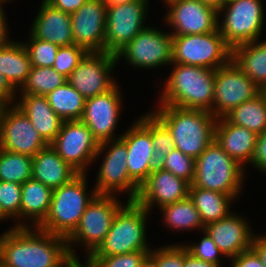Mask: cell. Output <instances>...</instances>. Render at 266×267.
Instances as JSON below:
<instances>
[{"instance_id":"6da1fadb","label":"cell","mask_w":266,"mask_h":267,"mask_svg":"<svg viewBox=\"0 0 266 267\" xmlns=\"http://www.w3.org/2000/svg\"><path fill=\"white\" fill-rule=\"evenodd\" d=\"M31 228L11 227L0 235V267H64L72 259L65 237Z\"/></svg>"},{"instance_id":"7a4b0ae2","label":"cell","mask_w":266,"mask_h":267,"mask_svg":"<svg viewBox=\"0 0 266 267\" xmlns=\"http://www.w3.org/2000/svg\"><path fill=\"white\" fill-rule=\"evenodd\" d=\"M152 113L170 131L175 148L197 159L214 141L217 118L208 111L158 105Z\"/></svg>"},{"instance_id":"3957f363","label":"cell","mask_w":266,"mask_h":267,"mask_svg":"<svg viewBox=\"0 0 266 267\" xmlns=\"http://www.w3.org/2000/svg\"><path fill=\"white\" fill-rule=\"evenodd\" d=\"M174 64L165 82L159 105L205 110L212 114L215 70L199 66Z\"/></svg>"},{"instance_id":"277c9868","label":"cell","mask_w":266,"mask_h":267,"mask_svg":"<svg viewBox=\"0 0 266 267\" xmlns=\"http://www.w3.org/2000/svg\"><path fill=\"white\" fill-rule=\"evenodd\" d=\"M87 173H79L70 182L52 192L45 220L38 226L49 233L67 238L77 227L88 204L97 195L95 188L87 194Z\"/></svg>"},{"instance_id":"5b68a950","label":"cell","mask_w":266,"mask_h":267,"mask_svg":"<svg viewBox=\"0 0 266 267\" xmlns=\"http://www.w3.org/2000/svg\"><path fill=\"white\" fill-rule=\"evenodd\" d=\"M245 169L227 155L215 140L195 160V175L190 187H199L238 198Z\"/></svg>"},{"instance_id":"8992f818","label":"cell","mask_w":266,"mask_h":267,"mask_svg":"<svg viewBox=\"0 0 266 267\" xmlns=\"http://www.w3.org/2000/svg\"><path fill=\"white\" fill-rule=\"evenodd\" d=\"M148 213L136 201L127 200L115 215L106 237L90 256H112L151 250L145 227Z\"/></svg>"},{"instance_id":"52a82bcc","label":"cell","mask_w":266,"mask_h":267,"mask_svg":"<svg viewBox=\"0 0 266 267\" xmlns=\"http://www.w3.org/2000/svg\"><path fill=\"white\" fill-rule=\"evenodd\" d=\"M119 196L97 194L85 209L76 229L66 238L73 259L79 260L71 244L84 245L88 258L109 232L117 212L125 205ZM122 203V204H121Z\"/></svg>"},{"instance_id":"ba28073f","label":"cell","mask_w":266,"mask_h":267,"mask_svg":"<svg viewBox=\"0 0 266 267\" xmlns=\"http://www.w3.org/2000/svg\"><path fill=\"white\" fill-rule=\"evenodd\" d=\"M231 58L232 48L218 28L205 34L172 37V63L216 70L228 64Z\"/></svg>"},{"instance_id":"9c48e42d","label":"cell","mask_w":266,"mask_h":267,"mask_svg":"<svg viewBox=\"0 0 266 267\" xmlns=\"http://www.w3.org/2000/svg\"><path fill=\"white\" fill-rule=\"evenodd\" d=\"M221 13L224 17L218 29L231 48L261 36L265 20L261 0H227L218 12L220 17Z\"/></svg>"},{"instance_id":"30bf717a","label":"cell","mask_w":266,"mask_h":267,"mask_svg":"<svg viewBox=\"0 0 266 267\" xmlns=\"http://www.w3.org/2000/svg\"><path fill=\"white\" fill-rule=\"evenodd\" d=\"M105 150L107 151L104 152ZM103 152L106 155L104 154V160L98 170L96 185H94L97 194L116 195L117 191L118 193L129 192L128 201H135L140 186L129 176L126 144L120 138L100 143L95 160Z\"/></svg>"},{"instance_id":"8fae6325","label":"cell","mask_w":266,"mask_h":267,"mask_svg":"<svg viewBox=\"0 0 266 267\" xmlns=\"http://www.w3.org/2000/svg\"><path fill=\"white\" fill-rule=\"evenodd\" d=\"M262 92L232 60L215 70L212 114L224 117L241 103L251 100Z\"/></svg>"},{"instance_id":"7c38bea8","label":"cell","mask_w":266,"mask_h":267,"mask_svg":"<svg viewBox=\"0 0 266 267\" xmlns=\"http://www.w3.org/2000/svg\"><path fill=\"white\" fill-rule=\"evenodd\" d=\"M149 0H137L121 5L107 6L105 52L116 55L141 30L144 23Z\"/></svg>"},{"instance_id":"4fadbf2b","label":"cell","mask_w":266,"mask_h":267,"mask_svg":"<svg viewBox=\"0 0 266 267\" xmlns=\"http://www.w3.org/2000/svg\"><path fill=\"white\" fill-rule=\"evenodd\" d=\"M172 35L145 27L117 54V62L125 58L129 65L148 69L172 63Z\"/></svg>"},{"instance_id":"5bb4252c","label":"cell","mask_w":266,"mask_h":267,"mask_svg":"<svg viewBox=\"0 0 266 267\" xmlns=\"http://www.w3.org/2000/svg\"><path fill=\"white\" fill-rule=\"evenodd\" d=\"M116 55L108 52H87L67 78L85 99L104 94L117 85L110 73L116 66ZM116 82V83H115Z\"/></svg>"},{"instance_id":"9a60e30c","label":"cell","mask_w":266,"mask_h":267,"mask_svg":"<svg viewBox=\"0 0 266 267\" xmlns=\"http://www.w3.org/2000/svg\"><path fill=\"white\" fill-rule=\"evenodd\" d=\"M50 145L75 170L87 173L88 166L95 161L100 144L81 120H73L62 122L59 133Z\"/></svg>"},{"instance_id":"2e32d148","label":"cell","mask_w":266,"mask_h":267,"mask_svg":"<svg viewBox=\"0 0 266 267\" xmlns=\"http://www.w3.org/2000/svg\"><path fill=\"white\" fill-rule=\"evenodd\" d=\"M164 22L172 27V36L205 34L218 28V12L198 0H171Z\"/></svg>"},{"instance_id":"e0dca14e","label":"cell","mask_w":266,"mask_h":267,"mask_svg":"<svg viewBox=\"0 0 266 267\" xmlns=\"http://www.w3.org/2000/svg\"><path fill=\"white\" fill-rule=\"evenodd\" d=\"M47 145L29 118L15 104L7 105L1 118L0 148L33 157Z\"/></svg>"},{"instance_id":"ac0fdd59","label":"cell","mask_w":266,"mask_h":267,"mask_svg":"<svg viewBox=\"0 0 266 267\" xmlns=\"http://www.w3.org/2000/svg\"><path fill=\"white\" fill-rule=\"evenodd\" d=\"M120 92L118 85H116L110 91L85 101L81 121L91 130L99 144L120 138V135L114 137L122 109Z\"/></svg>"},{"instance_id":"d6986e66","label":"cell","mask_w":266,"mask_h":267,"mask_svg":"<svg viewBox=\"0 0 266 267\" xmlns=\"http://www.w3.org/2000/svg\"><path fill=\"white\" fill-rule=\"evenodd\" d=\"M106 10L103 0H87L71 14L73 40L86 52L105 51Z\"/></svg>"},{"instance_id":"ffe728a7","label":"cell","mask_w":266,"mask_h":267,"mask_svg":"<svg viewBox=\"0 0 266 267\" xmlns=\"http://www.w3.org/2000/svg\"><path fill=\"white\" fill-rule=\"evenodd\" d=\"M190 184L171 172L154 169L148 179L140 186L136 202L149 213L154 204L162 207L189 196Z\"/></svg>"},{"instance_id":"44dd1931","label":"cell","mask_w":266,"mask_h":267,"mask_svg":"<svg viewBox=\"0 0 266 267\" xmlns=\"http://www.w3.org/2000/svg\"><path fill=\"white\" fill-rule=\"evenodd\" d=\"M231 212L227 217L205 226L218 249L226 258L233 259L252 246L254 234L246 219Z\"/></svg>"},{"instance_id":"7402d4cb","label":"cell","mask_w":266,"mask_h":267,"mask_svg":"<svg viewBox=\"0 0 266 267\" xmlns=\"http://www.w3.org/2000/svg\"><path fill=\"white\" fill-rule=\"evenodd\" d=\"M120 139L127 146V170L129 176L141 186L153 171L151 158L154 152L151 130L140 120L123 134Z\"/></svg>"},{"instance_id":"603a6c76","label":"cell","mask_w":266,"mask_h":267,"mask_svg":"<svg viewBox=\"0 0 266 267\" xmlns=\"http://www.w3.org/2000/svg\"><path fill=\"white\" fill-rule=\"evenodd\" d=\"M30 29L28 35L59 47L74 44L71 14L53 7L46 0L42 1Z\"/></svg>"},{"instance_id":"cb8c5ba5","label":"cell","mask_w":266,"mask_h":267,"mask_svg":"<svg viewBox=\"0 0 266 267\" xmlns=\"http://www.w3.org/2000/svg\"><path fill=\"white\" fill-rule=\"evenodd\" d=\"M257 134L245 127L218 118L215 125V142L241 166L251 163L255 152Z\"/></svg>"},{"instance_id":"d4e9b609","label":"cell","mask_w":266,"mask_h":267,"mask_svg":"<svg viewBox=\"0 0 266 267\" xmlns=\"http://www.w3.org/2000/svg\"><path fill=\"white\" fill-rule=\"evenodd\" d=\"M15 105L29 118L33 127L47 144H51L60 131L63 120L55 113L46 96L19 94Z\"/></svg>"},{"instance_id":"484cf974","label":"cell","mask_w":266,"mask_h":267,"mask_svg":"<svg viewBox=\"0 0 266 267\" xmlns=\"http://www.w3.org/2000/svg\"><path fill=\"white\" fill-rule=\"evenodd\" d=\"M78 174L50 144L32 157V178L52 190L70 182Z\"/></svg>"},{"instance_id":"4316f807","label":"cell","mask_w":266,"mask_h":267,"mask_svg":"<svg viewBox=\"0 0 266 267\" xmlns=\"http://www.w3.org/2000/svg\"><path fill=\"white\" fill-rule=\"evenodd\" d=\"M52 192L53 190L50 187H47L33 178L23 183L20 220H18L19 222L17 221V224L12 227H28V224L29 227H31V225L33 227H38L48 214ZM26 220H30L32 224L30 221L28 222ZM23 222H26V224Z\"/></svg>"},{"instance_id":"83f0119b","label":"cell","mask_w":266,"mask_h":267,"mask_svg":"<svg viewBox=\"0 0 266 267\" xmlns=\"http://www.w3.org/2000/svg\"><path fill=\"white\" fill-rule=\"evenodd\" d=\"M231 60L259 87L266 90V40L232 48Z\"/></svg>"},{"instance_id":"f1b7e54d","label":"cell","mask_w":266,"mask_h":267,"mask_svg":"<svg viewBox=\"0 0 266 267\" xmlns=\"http://www.w3.org/2000/svg\"><path fill=\"white\" fill-rule=\"evenodd\" d=\"M31 62L23 42L0 44V73L18 90L26 82Z\"/></svg>"},{"instance_id":"f546056e","label":"cell","mask_w":266,"mask_h":267,"mask_svg":"<svg viewBox=\"0 0 266 267\" xmlns=\"http://www.w3.org/2000/svg\"><path fill=\"white\" fill-rule=\"evenodd\" d=\"M189 197L193 200L205 226L227 217L232 212L229 208L234 198L227 194L199 187H190Z\"/></svg>"},{"instance_id":"4dcf8cb0","label":"cell","mask_w":266,"mask_h":267,"mask_svg":"<svg viewBox=\"0 0 266 267\" xmlns=\"http://www.w3.org/2000/svg\"><path fill=\"white\" fill-rule=\"evenodd\" d=\"M224 118L235 125L245 127L257 135L266 131V91L241 103Z\"/></svg>"},{"instance_id":"1f68e13d","label":"cell","mask_w":266,"mask_h":267,"mask_svg":"<svg viewBox=\"0 0 266 267\" xmlns=\"http://www.w3.org/2000/svg\"><path fill=\"white\" fill-rule=\"evenodd\" d=\"M46 98L63 121L81 120L86 99L68 82L48 93Z\"/></svg>"},{"instance_id":"d6a6232c","label":"cell","mask_w":266,"mask_h":267,"mask_svg":"<svg viewBox=\"0 0 266 267\" xmlns=\"http://www.w3.org/2000/svg\"><path fill=\"white\" fill-rule=\"evenodd\" d=\"M164 223L172 230H205V225L200 217L198 210L195 208L193 200L188 196L177 202L166 204L160 207Z\"/></svg>"},{"instance_id":"836d02e7","label":"cell","mask_w":266,"mask_h":267,"mask_svg":"<svg viewBox=\"0 0 266 267\" xmlns=\"http://www.w3.org/2000/svg\"><path fill=\"white\" fill-rule=\"evenodd\" d=\"M139 118L151 130L152 147L154 149L151 158L153 170L161 169L166 155L170 154L175 148L172 135L152 112H148Z\"/></svg>"},{"instance_id":"e575fe53","label":"cell","mask_w":266,"mask_h":267,"mask_svg":"<svg viewBox=\"0 0 266 267\" xmlns=\"http://www.w3.org/2000/svg\"><path fill=\"white\" fill-rule=\"evenodd\" d=\"M32 178V157L0 148V181L25 183Z\"/></svg>"},{"instance_id":"d590c367","label":"cell","mask_w":266,"mask_h":267,"mask_svg":"<svg viewBox=\"0 0 266 267\" xmlns=\"http://www.w3.org/2000/svg\"><path fill=\"white\" fill-rule=\"evenodd\" d=\"M65 82H67V78L59 74L53 67L32 66L20 92L21 94L46 96Z\"/></svg>"},{"instance_id":"8d00e7d4","label":"cell","mask_w":266,"mask_h":267,"mask_svg":"<svg viewBox=\"0 0 266 267\" xmlns=\"http://www.w3.org/2000/svg\"><path fill=\"white\" fill-rule=\"evenodd\" d=\"M151 250H139L112 256H89L85 261L92 267H148Z\"/></svg>"},{"instance_id":"74e56055","label":"cell","mask_w":266,"mask_h":267,"mask_svg":"<svg viewBox=\"0 0 266 267\" xmlns=\"http://www.w3.org/2000/svg\"><path fill=\"white\" fill-rule=\"evenodd\" d=\"M21 196V184L0 181V215L3 219H20Z\"/></svg>"},{"instance_id":"f35d334b","label":"cell","mask_w":266,"mask_h":267,"mask_svg":"<svg viewBox=\"0 0 266 267\" xmlns=\"http://www.w3.org/2000/svg\"><path fill=\"white\" fill-rule=\"evenodd\" d=\"M29 43L24 42L31 65L34 67H53L59 46L29 36Z\"/></svg>"},{"instance_id":"ab89813d","label":"cell","mask_w":266,"mask_h":267,"mask_svg":"<svg viewBox=\"0 0 266 267\" xmlns=\"http://www.w3.org/2000/svg\"><path fill=\"white\" fill-rule=\"evenodd\" d=\"M162 169L191 185L195 175V159L174 148L170 154L166 155Z\"/></svg>"},{"instance_id":"60d3db41","label":"cell","mask_w":266,"mask_h":267,"mask_svg":"<svg viewBox=\"0 0 266 267\" xmlns=\"http://www.w3.org/2000/svg\"><path fill=\"white\" fill-rule=\"evenodd\" d=\"M148 267H183V245L171 244L151 249Z\"/></svg>"},{"instance_id":"b9f144b4","label":"cell","mask_w":266,"mask_h":267,"mask_svg":"<svg viewBox=\"0 0 266 267\" xmlns=\"http://www.w3.org/2000/svg\"><path fill=\"white\" fill-rule=\"evenodd\" d=\"M86 53L82 47L75 44L59 47L53 68L68 78Z\"/></svg>"},{"instance_id":"7bdbcfd3","label":"cell","mask_w":266,"mask_h":267,"mask_svg":"<svg viewBox=\"0 0 266 267\" xmlns=\"http://www.w3.org/2000/svg\"><path fill=\"white\" fill-rule=\"evenodd\" d=\"M203 235L204 237L201 239L200 243L190 245L186 244L184 246L195 258L204 260L209 263L217 264L219 267H221L220 257L225 258L224 254L218 249L208 233L203 231Z\"/></svg>"},{"instance_id":"ee69618b","label":"cell","mask_w":266,"mask_h":267,"mask_svg":"<svg viewBox=\"0 0 266 267\" xmlns=\"http://www.w3.org/2000/svg\"><path fill=\"white\" fill-rule=\"evenodd\" d=\"M251 165L266 175V131L257 136Z\"/></svg>"},{"instance_id":"f6af8a7d","label":"cell","mask_w":266,"mask_h":267,"mask_svg":"<svg viewBox=\"0 0 266 267\" xmlns=\"http://www.w3.org/2000/svg\"><path fill=\"white\" fill-rule=\"evenodd\" d=\"M230 267H264L257 253L250 248L232 259Z\"/></svg>"},{"instance_id":"bcb514c9","label":"cell","mask_w":266,"mask_h":267,"mask_svg":"<svg viewBox=\"0 0 266 267\" xmlns=\"http://www.w3.org/2000/svg\"><path fill=\"white\" fill-rule=\"evenodd\" d=\"M15 92L18 91L0 73V101L5 103L6 105H14L13 101L18 96L15 94Z\"/></svg>"},{"instance_id":"7dc6e473","label":"cell","mask_w":266,"mask_h":267,"mask_svg":"<svg viewBox=\"0 0 266 267\" xmlns=\"http://www.w3.org/2000/svg\"><path fill=\"white\" fill-rule=\"evenodd\" d=\"M53 7L64 13L72 14L79 10L87 0H46Z\"/></svg>"},{"instance_id":"c3c4849f","label":"cell","mask_w":266,"mask_h":267,"mask_svg":"<svg viewBox=\"0 0 266 267\" xmlns=\"http://www.w3.org/2000/svg\"><path fill=\"white\" fill-rule=\"evenodd\" d=\"M183 267H219L217 264L209 263L195 258L183 244Z\"/></svg>"},{"instance_id":"681fc988","label":"cell","mask_w":266,"mask_h":267,"mask_svg":"<svg viewBox=\"0 0 266 267\" xmlns=\"http://www.w3.org/2000/svg\"><path fill=\"white\" fill-rule=\"evenodd\" d=\"M251 248L257 253L263 266L266 267V235L254 236Z\"/></svg>"},{"instance_id":"f907efd6","label":"cell","mask_w":266,"mask_h":267,"mask_svg":"<svg viewBox=\"0 0 266 267\" xmlns=\"http://www.w3.org/2000/svg\"><path fill=\"white\" fill-rule=\"evenodd\" d=\"M4 2L0 1V44L6 43L9 41L8 39V27L6 22V13H4L3 5Z\"/></svg>"},{"instance_id":"816d5d0a","label":"cell","mask_w":266,"mask_h":267,"mask_svg":"<svg viewBox=\"0 0 266 267\" xmlns=\"http://www.w3.org/2000/svg\"><path fill=\"white\" fill-rule=\"evenodd\" d=\"M202 4L214 8L217 12L224 6L227 0H198Z\"/></svg>"},{"instance_id":"f5cc1de1","label":"cell","mask_w":266,"mask_h":267,"mask_svg":"<svg viewBox=\"0 0 266 267\" xmlns=\"http://www.w3.org/2000/svg\"><path fill=\"white\" fill-rule=\"evenodd\" d=\"M134 1H137V0H103L106 6L121 5V4L134 2Z\"/></svg>"},{"instance_id":"db71d44e","label":"cell","mask_w":266,"mask_h":267,"mask_svg":"<svg viewBox=\"0 0 266 267\" xmlns=\"http://www.w3.org/2000/svg\"><path fill=\"white\" fill-rule=\"evenodd\" d=\"M72 267H92L90 264H88L86 261H84V265L80 260H78Z\"/></svg>"},{"instance_id":"11a10c76","label":"cell","mask_w":266,"mask_h":267,"mask_svg":"<svg viewBox=\"0 0 266 267\" xmlns=\"http://www.w3.org/2000/svg\"><path fill=\"white\" fill-rule=\"evenodd\" d=\"M7 107V105L0 101V128H1V118L4 112V109Z\"/></svg>"},{"instance_id":"9f6ffc18","label":"cell","mask_w":266,"mask_h":267,"mask_svg":"<svg viewBox=\"0 0 266 267\" xmlns=\"http://www.w3.org/2000/svg\"><path fill=\"white\" fill-rule=\"evenodd\" d=\"M78 260L71 259L64 267H72Z\"/></svg>"},{"instance_id":"6f0895ef","label":"cell","mask_w":266,"mask_h":267,"mask_svg":"<svg viewBox=\"0 0 266 267\" xmlns=\"http://www.w3.org/2000/svg\"><path fill=\"white\" fill-rule=\"evenodd\" d=\"M0 1H2V2H4V3H5V2H7V1L9 2L10 0H0Z\"/></svg>"},{"instance_id":"680465c9","label":"cell","mask_w":266,"mask_h":267,"mask_svg":"<svg viewBox=\"0 0 266 267\" xmlns=\"http://www.w3.org/2000/svg\"><path fill=\"white\" fill-rule=\"evenodd\" d=\"M169 1H171V0H164V3L166 4V3L169 2Z\"/></svg>"}]
</instances>
